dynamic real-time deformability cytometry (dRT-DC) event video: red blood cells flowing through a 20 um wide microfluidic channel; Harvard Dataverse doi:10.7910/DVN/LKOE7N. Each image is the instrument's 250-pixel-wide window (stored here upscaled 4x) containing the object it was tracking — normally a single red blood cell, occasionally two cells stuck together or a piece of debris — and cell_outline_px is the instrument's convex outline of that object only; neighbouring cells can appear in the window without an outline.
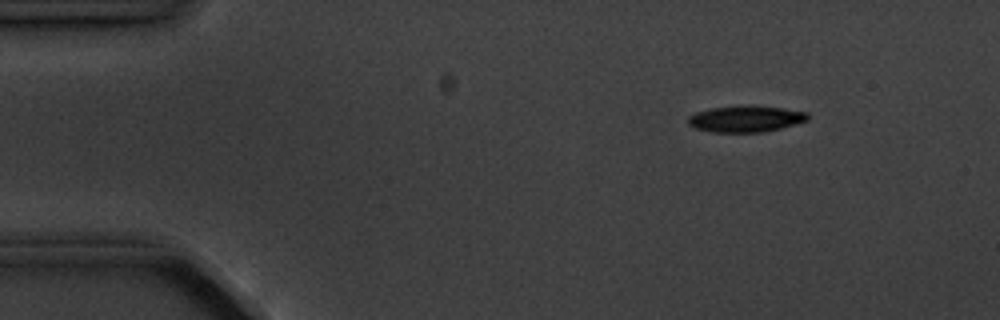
{"species": "common noctule bat (a hibernating species)", "species_latin": "Nyctalus noctula", "temperature_condition": "cold", "stored_images_in_passage": 7, "camera_frame_rate_fps": 3000, "um_per_image_px": 0.085, "animal": {"sex": "male", "body_mass_g": 20.1, "forearm_length_mm": 53.5}, "frame": {"image": 1, "passage_image": 2, "time_ms": 1.0, "image_size_px": [1000, 320], "cell_outline_px": [[808, 120], [780, 128], [764, 132], [712, 132], [696, 128], [688, 124], [688, 116], [696, 112], [712, 108], [744, 104], [748, 104], [784, 108], [808, 112]], "centroid_in_image_um": [63.39, 10.08], "position_along_channel_um": 21.6, "area_um2": 18.55}}
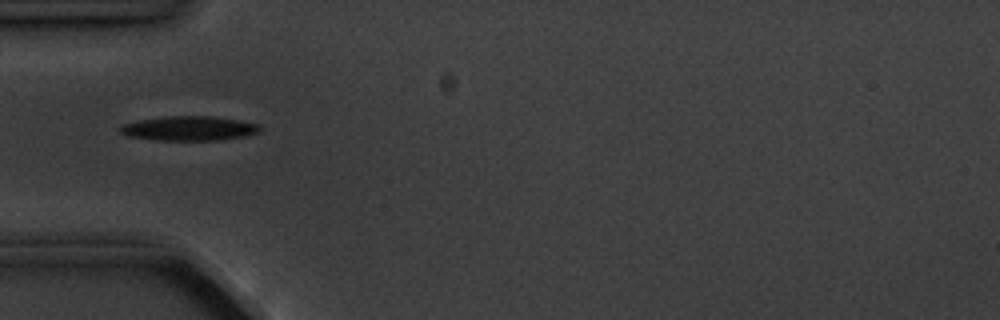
{"frame": {"image": 2, "passage_image": 5, "time_ms": 4.333, "image_size_px": [1000, 320], "cell_outline_px": [[260, 128], [256, 132], [244, 136], [220, 140], [156, 140], [128, 136], [120, 132], [116, 128], [120, 124], [140, 120], [164, 116], [212, 116], [260, 124]], "centroid_in_image_um": [15.99, 10.91], "position_along_channel_um": 69.0, "area_um2": 19.88}}
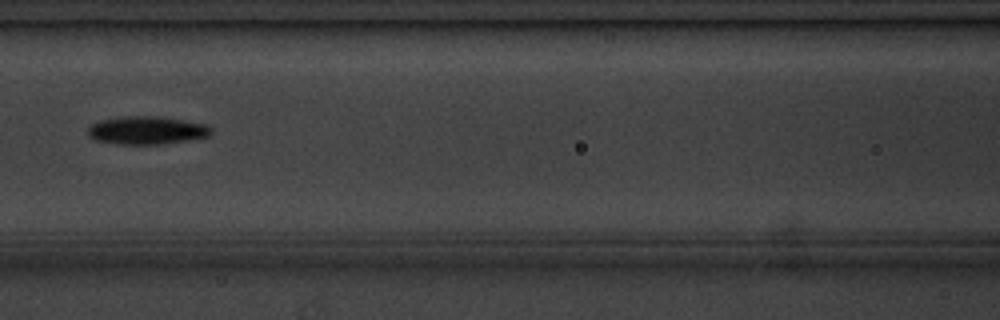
{"frame": {"image": 3, "passage_image": 7, "time_ms": 6.667, "image_size_px": [1000, 320], "cell_outline_px": [[212, 132], [208, 136], [188, 140], [160, 144], [120, 144], [96, 140], [88, 136], [88, 128], [92, 124], [100, 120], [120, 116], [160, 116], [208, 124], [212, 128]], "centroid_in_image_um": [12.49, 11.06], "position_along_channel_um": 154.1, "area_um2": 20.23}}